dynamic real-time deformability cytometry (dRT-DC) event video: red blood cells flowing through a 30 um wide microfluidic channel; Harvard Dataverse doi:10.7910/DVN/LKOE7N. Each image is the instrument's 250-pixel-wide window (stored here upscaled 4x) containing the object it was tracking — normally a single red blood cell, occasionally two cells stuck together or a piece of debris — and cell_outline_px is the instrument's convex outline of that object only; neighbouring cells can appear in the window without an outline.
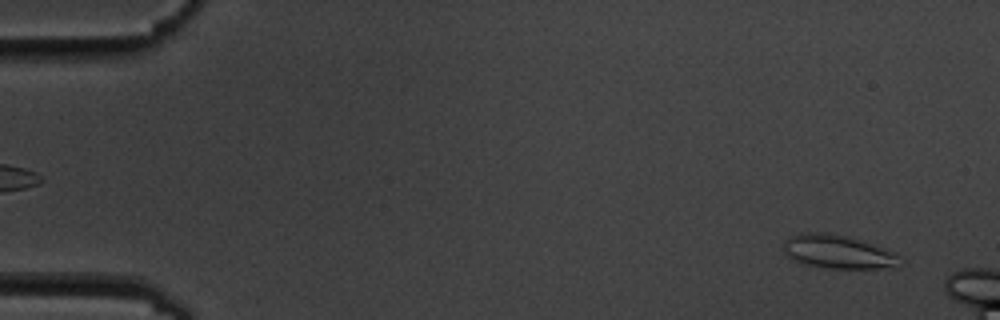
{"species": "common noctule bat (a hibernating species)", "species_latin": "Nyctalus noctula", "temperature_condition": "cold", "stored_images_in_passage": 6, "segment_of_instrument_passage": [2, 2], "camera_frame_rate_fps": 3000, "um_per_image_px": 0.085, "animal": {"sex": "male", "body_mass_g": 19.5, "forearm_length_mm": 54.6}, "frame": {"image": 1, "passage_image": 6, "time_ms": 6.667, "image_size_px": [1000, 320], "cell_outline_px": [[904, 264], [892, 268], [824, 268], [792, 260], [784, 256], [784, 240], [792, 236], [804, 232], [824, 232], [844, 236], [872, 244], [896, 252], [904, 260]], "centroid_in_image_um": [71.27, 21.42], "position_along_channel_um": 13.7, "area_um2": 22.95}}